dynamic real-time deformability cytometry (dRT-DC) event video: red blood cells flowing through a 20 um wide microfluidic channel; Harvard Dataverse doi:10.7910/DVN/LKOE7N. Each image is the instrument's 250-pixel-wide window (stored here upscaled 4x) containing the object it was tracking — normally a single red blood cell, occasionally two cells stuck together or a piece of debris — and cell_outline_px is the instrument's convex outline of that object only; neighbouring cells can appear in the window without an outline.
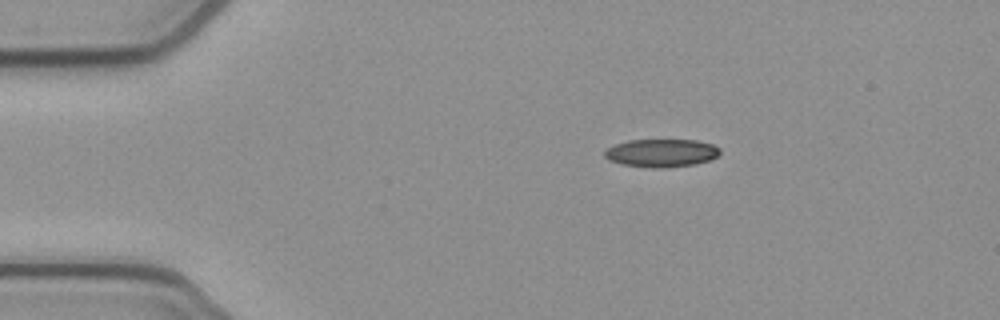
{"species": "common noctule bat (a hibernating species)", "species_latin": "Nyctalus noctula", "temperature_condition": "cold", "stored_images_in_passage": 44, "camera_frame_rate_fps": 3000, "um_per_image_px": 0.085, "animal": {"sex": "female", "body_mass_g": 21.9}, "frame": {"image": 1, "passage_image": 1, "time_ms": 0.0, "image_size_px": [1000, 320], "cell_outline_px": [[720, 152], [716, 156], [708, 160], [696, 164], [664, 168], [648, 168], [620, 164], [608, 160], [604, 156], [604, 152], [608, 148], [616, 144], [628, 140], [696, 140], [712, 144], [720, 148]], "centroid_in_image_um": [56.19, 13.01], "position_along_channel_um": 28.8, "area_um2": 18.9}}
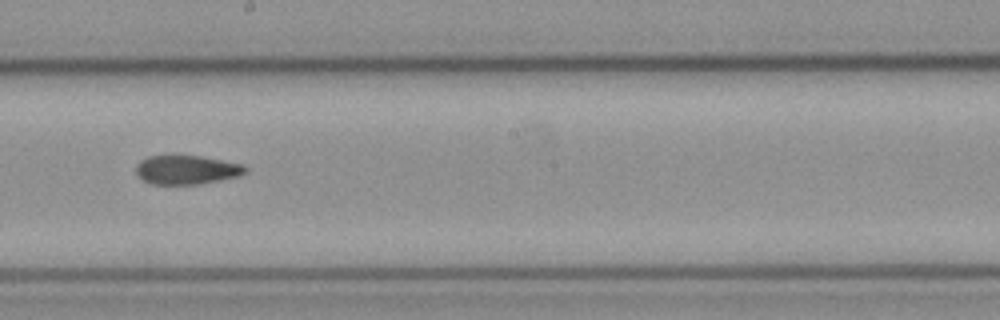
{"frame": {"image": 2, "passage_image": 21, "time_ms": 6.667, "image_size_px": [1000, 320], "cell_outline_px": [[248, 172], [240, 176], [200, 184], [152, 184], [144, 180], [136, 172], [136, 164], [140, 160], [148, 156], [200, 156], [244, 164], [248, 168]], "centroid_in_image_um": [15.91, 14.43], "position_along_channel_um": 232.3, "area_um2": 18.5}}
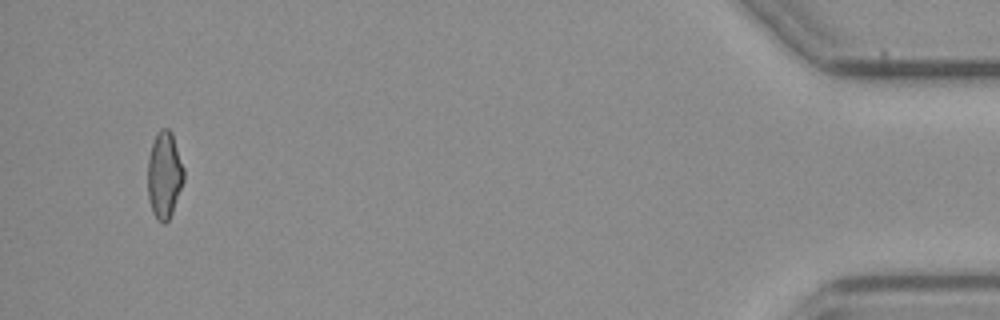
{"frame": {"image": 3, "passage_image": 42, "time_ms": 13.667, "image_size_px": [1000, 320], "cell_outline_px": [[184, 180], [172, 212], [168, 220], [164, 224], [160, 224], [156, 220], [152, 212], [148, 200], [148, 156], [152, 144], [160, 128], [168, 128], [172, 132], [184, 168]], "centroid_in_image_um": [13.96, 14.9], "position_along_channel_um": 421.2, "area_um2": 18.38}, "authors_computed_cell_mechanics": {"area_um2": 19.0162, "velocity_mm_per_s": 3.8949, "shape_relaxation_time_tau1_ms": null, "shape_relaxation_time_tau2_ms": 3.7884, "deformation_change_tau1": null, "deformation_change_tau2": 0.1171}}